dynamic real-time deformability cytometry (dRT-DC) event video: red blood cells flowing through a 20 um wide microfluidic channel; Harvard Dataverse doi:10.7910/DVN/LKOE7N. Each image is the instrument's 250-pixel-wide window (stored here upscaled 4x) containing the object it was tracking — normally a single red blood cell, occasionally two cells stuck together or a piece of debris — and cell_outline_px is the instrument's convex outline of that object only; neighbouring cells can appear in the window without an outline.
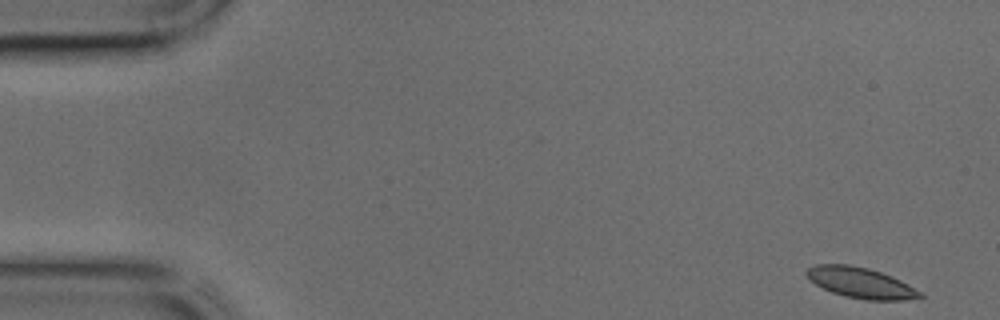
{"species": "common noctule bat (a hibernating species)", "species_latin": "Nyctalus noctula", "temperature_condition": "cold", "stored_images_in_passage": 44, "camera_frame_rate_fps": 3000, "um_per_image_px": 0.085, "animal": {"sex": "male", "body_mass_g": 17.9, "forearm_length_mm": 54.2}, "frame": {"image": 1, "passage_image": 1, "time_ms": 0.0, "image_size_px": [1000, 320], "cell_outline_px": [[924, 296], [904, 300], [864, 300], [844, 296], [832, 292], [816, 284], [804, 272], [808, 268], [816, 264], [848, 264], [868, 268], [892, 276], [924, 292]], "centroid_in_image_um": [73.2, 24.04], "position_along_channel_um": 11.8, "area_um2": 20.23}}
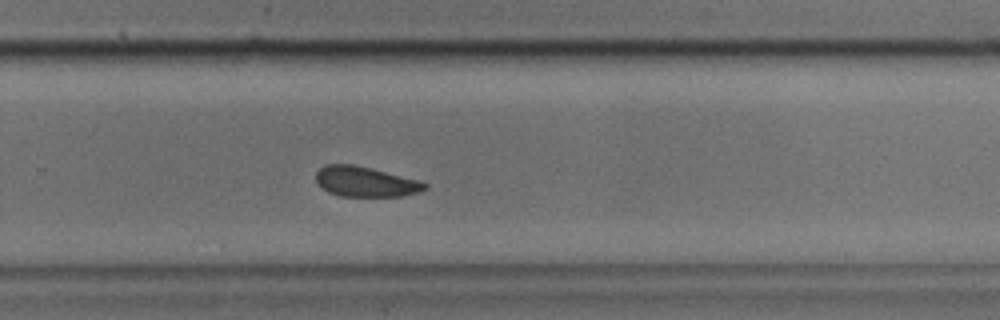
{"frame": {"image": 2, "passage_image": 28, "time_ms": 9.0, "image_size_px": [1000, 320], "cell_outline_px": [[428, 188], [416, 192], [400, 196], [340, 196], [328, 192], [316, 180], [316, 172], [324, 164], [352, 164], [372, 168], [416, 180], [428, 184]], "centroid_in_image_um": [31.02, 15.43], "position_along_channel_um": 298.8, "area_um2": 18.84}}
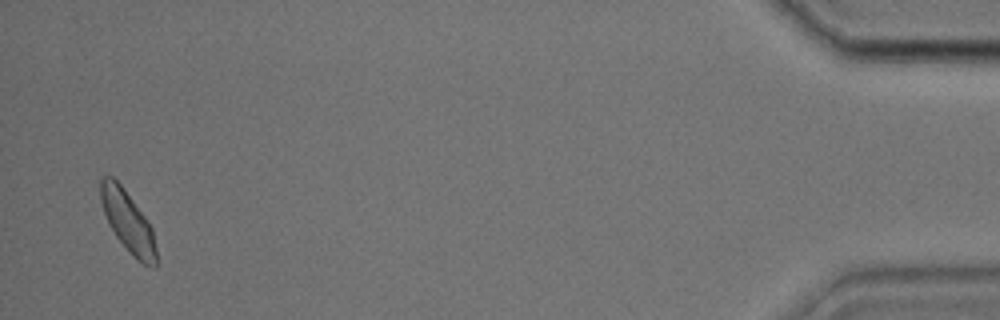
{"frame": {"image": 3, "passage_image": 42, "time_ms": 13.667, "image_size_px": [1000, 320], "cell_outline_px": [[156, 268], [152, 268], [144, 264], [116, 236], [108, 224], [100, 200], [100, 180], [104, 176], [112, 176], [120, 184], [144, 216], [152, 228], [156, 248]], "centroid_in_image_um": [10.85, 18.8], "position_along_channel_um": 424.3, "area_um2": 19.13}}